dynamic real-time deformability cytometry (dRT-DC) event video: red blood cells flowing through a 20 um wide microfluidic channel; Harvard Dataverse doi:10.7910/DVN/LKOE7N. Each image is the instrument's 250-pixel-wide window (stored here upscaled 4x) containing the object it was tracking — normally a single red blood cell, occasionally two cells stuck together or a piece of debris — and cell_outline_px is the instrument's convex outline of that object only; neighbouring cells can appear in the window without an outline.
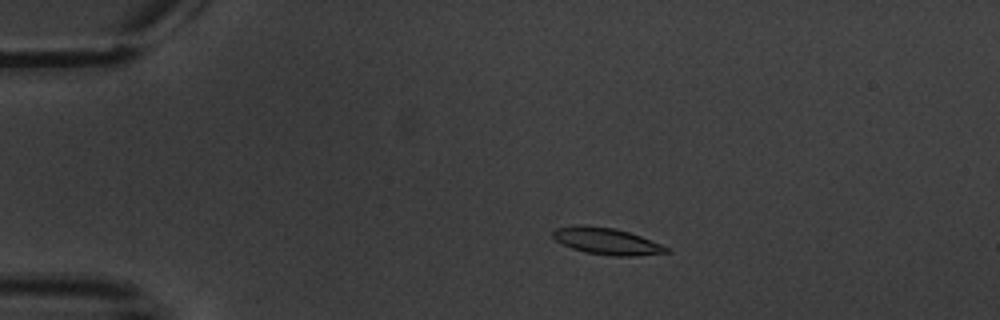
{"species": "common noctule bat (a hibernating species)", "species_latin": "Nyctalus noctula", "temperature_condition": "warm", "stored_images_in_passage": 5, "camera_frame_rate_fps": 3000, "um_per_image_px": 0.085, "animal": {"sex": "male", "body_mass_g": 20.1, "forearm_length_mm": 53.5}, "frame": {"image": 1, "passage_image": 2, "time_ms": 1.333, "image_size_px": [1000, 320], "cell_outline_px": [[668, 252], [636, 256], [612, 256], [584, 252], [572, 248], [556, 240], [552, 236], [552, 232], [556, 228], [580, 224], [584, 224], [616, 228], [640, 236], [660, 244], [668, 248]], "centroid_in_image_um": [51.53, 20.49], "position_along_channel_um": 33.5, "area_um2": 17.57}}
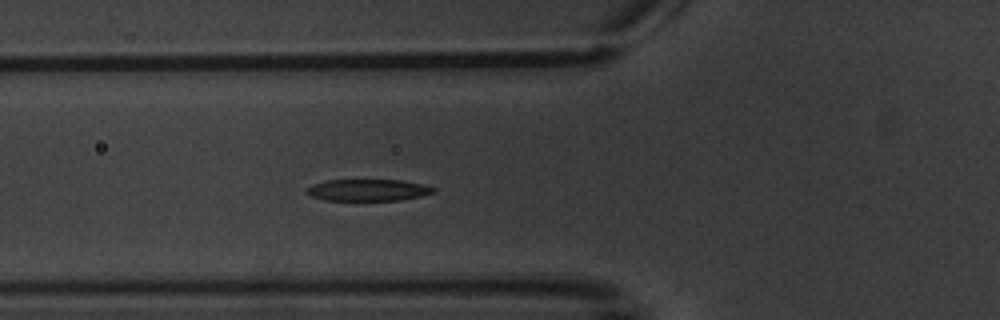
{"frame": {"image": 2, "passage_image": 5, "time_ms": 4.667, "image_size_px": [1000, 320], "cell_outline_px": [[436, 192], [420, 196], [400, 200], [324, 200], [312, 196], [304, 192], [304, 188], [312, 184], [328, 180], [400, 180], [428, 184], [436, 188]], "centroid_in_image_um": [31.29, 16.15], "position_along_channel_um": 94.5, "area_um2": 16.24}}